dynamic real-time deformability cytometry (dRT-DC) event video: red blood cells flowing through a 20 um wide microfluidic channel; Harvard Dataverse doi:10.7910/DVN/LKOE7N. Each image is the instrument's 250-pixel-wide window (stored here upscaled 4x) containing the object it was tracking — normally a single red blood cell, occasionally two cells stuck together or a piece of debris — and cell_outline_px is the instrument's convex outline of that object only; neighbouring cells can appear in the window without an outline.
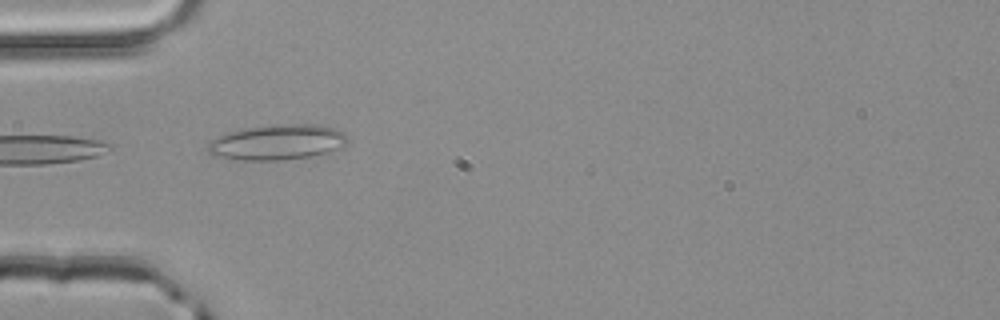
{"species": "common noctule bat (a hibernating species)", "species_latin": "Nyctalus noctula", "temperature_condition": "room temperature", "stored_images_in_passage": 3, "camera_frame_rate_fps": 3000, "um_per_image_px": 0.085, "animal": {"sex": "male", "body_mass_g": 20.4}, "frame": {"image": 1, "passage_image": 1, "time_ms": 0.0, "image_size_px": [1000, 320], "cell_outline_px": [[348, 140], [344, 148], [312, 156], [284, 160], [240, 160], [216, 156], [208, 152], [208, 140], [228, 132], [244, 128], [276, 124], [316, 124], [336, 128], [344, 132]], "centroid_in_image_um": [23.6, 12.08], "position_along_channel_um": 61.4, "area_um2": 29.13}}